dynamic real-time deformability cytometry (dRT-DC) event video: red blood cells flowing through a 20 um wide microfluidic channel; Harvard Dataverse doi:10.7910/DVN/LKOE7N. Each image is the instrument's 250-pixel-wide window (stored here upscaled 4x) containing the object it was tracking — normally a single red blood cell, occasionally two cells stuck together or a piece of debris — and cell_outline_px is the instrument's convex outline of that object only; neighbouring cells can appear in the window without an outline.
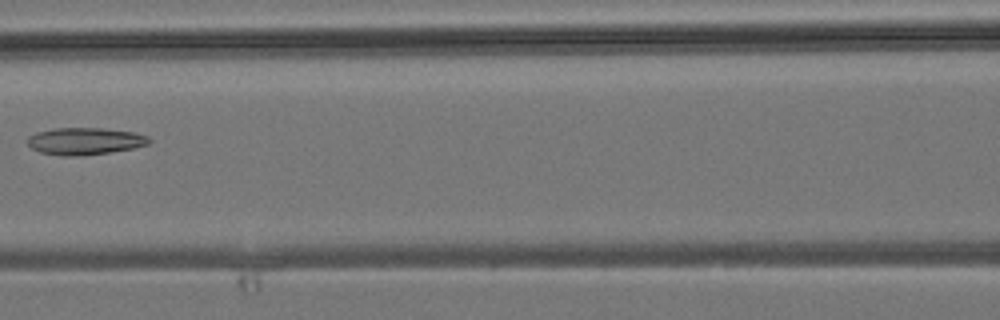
{"species": "common noctule bat (a hibernating species)", "species_latin": "Nyctalus noctula", "temperature_condition": "room temperature", "stored_images_in_passage": 6, "camera_frame_rate_fps": 3000, "um_per_image_px": 0.085, "animal": {"sex": "male", "body_mass_g": 19.2, "forearm_length_mm": 51.8}, "frame": {"image": 1, "passage_image": 6, "time_ms": 6.0, "image_size_px": [1000, 320], "cell_outline_px": [[152, 140], [148, 144], [132, 148], [84, 156], [64, 156], [40, 152], [32, 148], [24, 140], [28, 136], [36, 132], [52, 128], [104, 128], [136, 132], [148, 136]], "centroid_in_image_um": [7.19, 11.99], "position_along_channel_um": 159.4, "area_um2": 19.42}}